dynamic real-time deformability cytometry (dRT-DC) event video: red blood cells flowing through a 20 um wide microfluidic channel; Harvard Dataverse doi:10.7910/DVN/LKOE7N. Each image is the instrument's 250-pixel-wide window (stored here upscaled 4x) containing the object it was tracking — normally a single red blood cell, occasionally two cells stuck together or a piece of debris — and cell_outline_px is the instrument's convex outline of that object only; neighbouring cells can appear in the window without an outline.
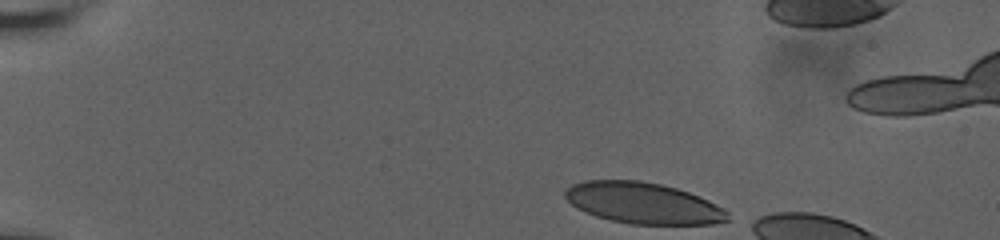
{"species": "human", "species_latin": "Homo sapiens", "temperature_condition": "room temperature", "stored_images_in_passage": 10, "camera_frame_rate_fps": 3000, "um_per_image_px": 0.085, "donor": {"sex": "male"}, "frame": {"image": 1, "passage_image": 1, "time_ms": 0.0, "image_size_px": [1000, 240], "cell_outline_px": [[732, 220], [712, 224], [632, 224], [612, 220], [596, 216], [576, 208], [564, 196], [564, 192], [572, 184], [584, 180], [640, 180], [660, 184], [676, 188], [688, 192], [708, 200], [724, 208], [728, 212]], "centroid_in_image_um": [54.69, 17.26], "position_along_channel_um": 30.3, "area_um2": 39.02}}